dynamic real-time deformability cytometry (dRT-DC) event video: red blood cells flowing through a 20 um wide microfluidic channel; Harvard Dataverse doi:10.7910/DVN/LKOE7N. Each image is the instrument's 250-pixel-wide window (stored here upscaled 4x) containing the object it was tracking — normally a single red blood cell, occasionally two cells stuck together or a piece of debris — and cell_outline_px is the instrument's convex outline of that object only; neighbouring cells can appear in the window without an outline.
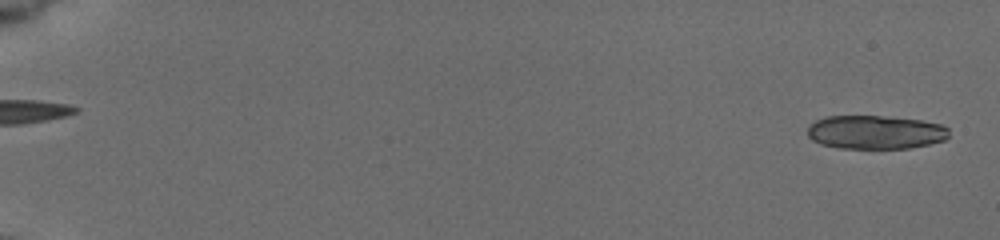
{"species": "common noctule bat (a hibernating species)", "species_latin": "Nyctalus noctula", "temperature_condition": "cold", "stored_images_in_passage": 55, "camera_frame_rate_fps": 3000, "um_per_image_px": 0.085, "animal": {"sex": "female", "body_mass_g": 19.5, "forearm_length_mm": 54.1}, "frame": {"image": 1, "passage_image": 1, "time_ms": 0.0, "image_size_px": [1000, 240], "cell_outline_px": [[948, 136], [944, 140], [928, 144], [908, 148], [840, 148], [820, 144], [812, 140], [808, 136], [808, 124], [824, 116], [892, 116], [920, 120], [940, 124], [948, 128]], "centroid_in_image_um": [74.37, 11.22], "position_along_channel_um": 10.6, "area_um2": 27.86}}
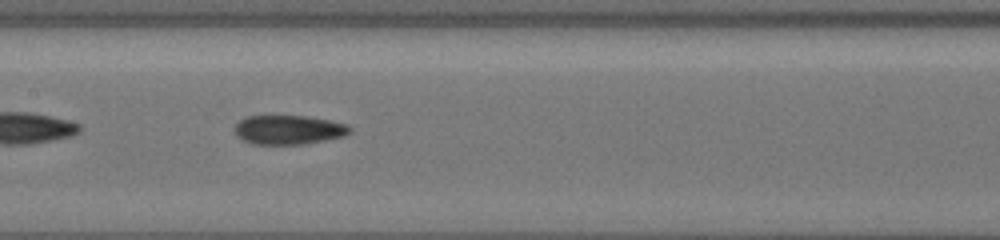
{"frame": {"image": 2, "passage_image": 30, "time_ms": 9.667, "image_size_px": [1000, 240], "cell_outline_px": [[352, 132], [344, 136], [304, 144], [252, 144], [236, 136], [236, 124], [240, 120], [248, 116], [304, 116], [328, 120], [344, 124], [352, 128]], "centroid_in_image_um": [24.53, 11.04], "position_along_channel_um": 182.9, "area_um2": 19.36}}
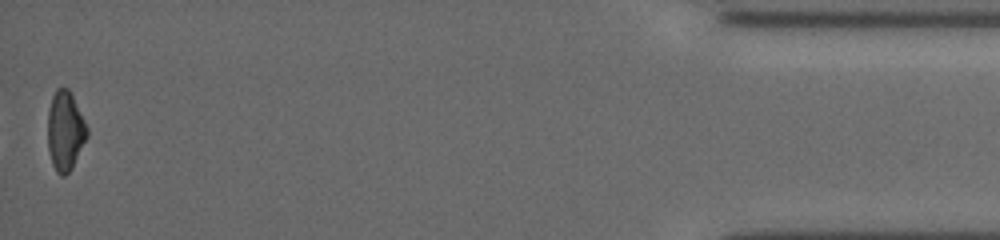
{"frame": {"image": 3, "passage_image": 55, "time_ms": 18.0, "image_size_px": [1000, 240], "cell_outline_px": [[88, 136], [72, 168], [64, 176], [60, 176], [56, 172], [52, 164], [48, 148], [48, 112], [52, 96], [56, 88], [68, 88], [88, 128]], "centroid_in_image_um": [5.53, 11.15], "position_along_channel_um": 429.7, "area_um2": 18.09}, "authors_computed_cell_mechanics": {"area_um2": 20.0566, "velocity_mm_per_s": 3.8598, "shape_relaxation_time_tau1_ms": null, "shape_relaxation_time_tau2_ms": 2.5191, "deformation_change_tau1": null, "deformation_change_tau2": 0.0879}}